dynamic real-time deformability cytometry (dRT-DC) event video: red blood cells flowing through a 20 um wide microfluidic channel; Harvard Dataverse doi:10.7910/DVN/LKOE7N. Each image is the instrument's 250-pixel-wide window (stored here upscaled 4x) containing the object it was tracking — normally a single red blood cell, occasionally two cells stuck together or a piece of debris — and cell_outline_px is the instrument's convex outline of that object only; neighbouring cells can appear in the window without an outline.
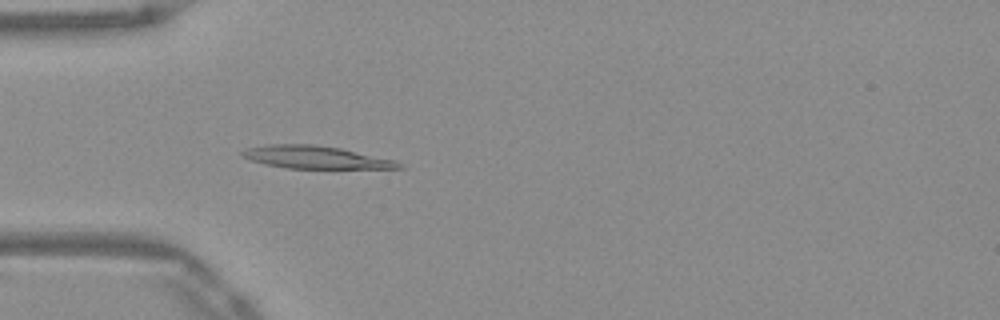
{"species": "Egyptian fruit bat (a non-hibernating species)", "species_latin": "Rousettus aegyptiacus", "temperature_condition": "warm", "stored_images_in_passage": 51, "camera_frame_rate_fps": 3000, "um_per_image_px": 0.085, "frame": {"image": 1, "passage_image": 15, "time_ms": 4.667, "image_size_px": [1000, 320], "cell_outline_px": [[404, 168], [288, 168], [264, 164], [240, 156], [240, 152], [248, 148], [268, 144], [312, 144], [340, 148], [396, 160]], "centroid_in_image_um": [26.79, 13.36], "position_along_channel_um": 58.2, "area_um2": 20.46}}
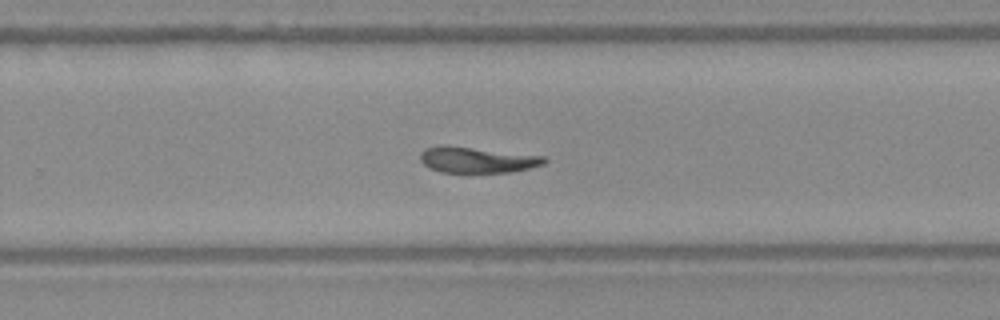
{"frame": {"image": 2, "passage_image": 33, "time_ms": 10.667, "image_size_px": [1000, 320], "cell_outline_px": [[548, 160], [544, 164], [512, 172], [440, 172], [428, 168], [420, 160], [420, 152], [424, 148], [440, 144], [448, 144], [544, 156]], "centroid_in_image_um": [40.5, 13.56], "position_along_channel_um": 289.3, "area_um2": 19.07}}
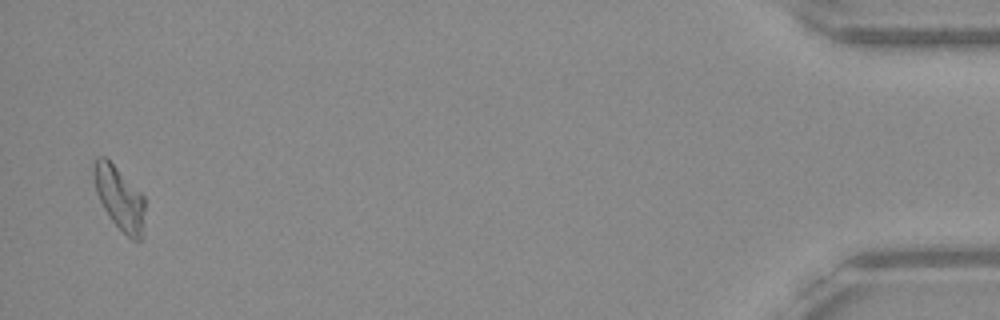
{"frame": {"image": 3, "passage_image": 50, "time_ms": 16.333, "image_size_px": [1000, 320], "cell_outline_px": [[144, 224], [140, 240], [132, 240], [108, 216], [96, 192], [92, 172], [92, 164], [96, 156], [104, 156], [144, 196]], "centroid_in_image_um": [10.12, 16.82], "position_along_channel_um": 425.1, "area_um2": 18.55}, "authors_computed_cell_mechanics": {"area_um2": 19.8254, "velocity_mm_per_s": 3.9245, "shape_relaxation_time_tau1_ms": null, "shape_relaxation_time_tau2_ms": 4.4913, "deformation_change_tau1": null, "deformation_change_tau2": 0.1305}}